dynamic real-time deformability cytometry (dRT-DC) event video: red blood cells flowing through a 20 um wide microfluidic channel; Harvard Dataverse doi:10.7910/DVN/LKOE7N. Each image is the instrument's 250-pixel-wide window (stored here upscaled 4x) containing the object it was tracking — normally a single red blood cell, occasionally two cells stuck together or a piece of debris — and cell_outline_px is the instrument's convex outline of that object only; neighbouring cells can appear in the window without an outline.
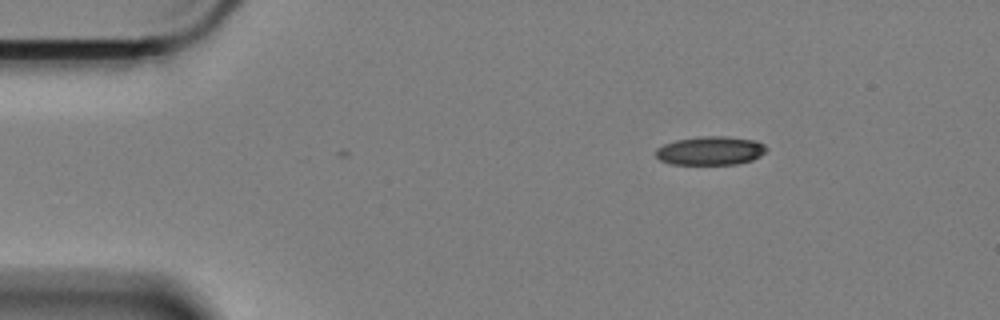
{"species": "Egyptian fruit bat (a non-hibernating species)", "species_latin": "Rousettus aegyptiacus", "temperature_condition": "cold", "stored_images_in_passage": 2, "camera_frame_rate_fps": 3000, "um_per_image_px": 0.085, "animal": {"sex": "female"}, "frame": {"image": 1, "passage_image": 1, "time_ms": 0.0, "image_size_px": [1000, 320], "cell_outline_px": [[768, 148], [760, 156], [752, 160], [736, 164], [672, 164], [660, 160], [656, 156], [656, 148], [664, 144], [676, 140], [700, 136], [724, 136], [756, 140], [764, 144]], "centroid_in_image_um": [60.39, 12.8], "position_along_channel_um": 24.6, "area_um2": 18.5}}